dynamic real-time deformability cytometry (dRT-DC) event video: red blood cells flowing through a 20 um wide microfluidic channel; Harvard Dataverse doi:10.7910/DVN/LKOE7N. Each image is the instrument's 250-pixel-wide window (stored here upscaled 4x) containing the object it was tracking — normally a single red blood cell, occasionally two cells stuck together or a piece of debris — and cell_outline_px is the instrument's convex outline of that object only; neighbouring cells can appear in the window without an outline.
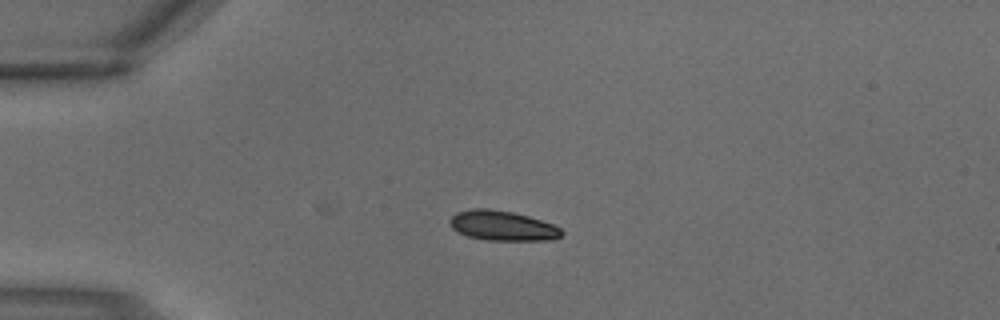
{"species": "common noctule bat (a hibernating species)", "species_latin": "Nyctalus noctula", "temperature_condition": "warm", "stored_images_in_passage": 1, "camera_frame_rate_fps": 3000, "um_per_image_px": 0.085, "animal": {"sex": "male", "body_mass_g": 18.8}, "frame": {"image": 1, "passage_image": 1, "time_ms": 0.0, "image_size_px": [1000, 320], "cell_outline_px": [[564, 232], [560, 236], [552, 240], [488, 240], [468, 236], [452, 228], [448, 224], [448, 220], [456, 212], [472, 208], [488, 208], [512, 212], [528, 216], [552, 224], [560, 228]], "centroid_in_image_um": [42.68, 19.18], "position_along_channel_um": 42.3, "area_um2": 19.42}}